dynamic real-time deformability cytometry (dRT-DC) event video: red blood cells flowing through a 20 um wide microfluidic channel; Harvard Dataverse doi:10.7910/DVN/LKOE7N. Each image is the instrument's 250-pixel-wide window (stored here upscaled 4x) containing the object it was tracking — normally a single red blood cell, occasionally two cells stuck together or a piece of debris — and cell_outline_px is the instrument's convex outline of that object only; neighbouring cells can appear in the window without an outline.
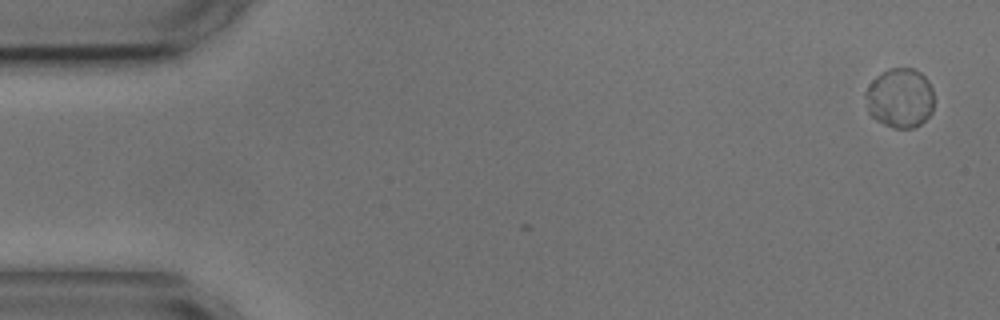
{"species": "common noctule bat (a hibernating species)", "species_latin": "Nyctalus noctula", "temperature_condition": "cold", "stored_images_in_passage": 7, "camera_frame_rate_fps": 3000, "um_per_image_px": 0.085, "animal": {"sex": "male", "body_mass_g": 17.9, "forearm_length_mm": 54.2}, "frame": {"image": 1, "passage_image": 1, "time_ms": 0.0, "image_size_px": [1000, 320], "cell_outline_px": [[932, 112], [920, 124], [912, 128], [892, 128], [876, 120], [868, 112], [864, 92], [872, 80], [876, 76], [888, 68], [912, 68], [920, 72], [928, 80], [932, 88]], "centroid_in_image_um": [76.47, 8.32], "position_along_channel_um": 8.5, "area_um2": 23.87}}
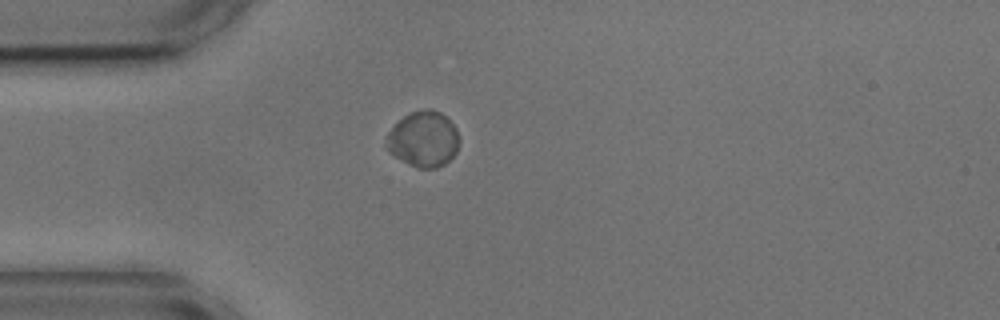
{"frame": {"image": 2, "passage_image": 3, "time_ms": 4.333, "image_size_px": [1000, 320], "cell_outline_px": [[460, 140], [456, 152], [444, 164], [436, 168], [416, 168], [388, 152], [388, 132], [408, 112], [428, 108], [432, 108], [440, 112], [456, 128]], "centroid_in_image_um": [36.01, 11.82], "position_along_channel_um": 49.0, "area_um2": 23.41}}